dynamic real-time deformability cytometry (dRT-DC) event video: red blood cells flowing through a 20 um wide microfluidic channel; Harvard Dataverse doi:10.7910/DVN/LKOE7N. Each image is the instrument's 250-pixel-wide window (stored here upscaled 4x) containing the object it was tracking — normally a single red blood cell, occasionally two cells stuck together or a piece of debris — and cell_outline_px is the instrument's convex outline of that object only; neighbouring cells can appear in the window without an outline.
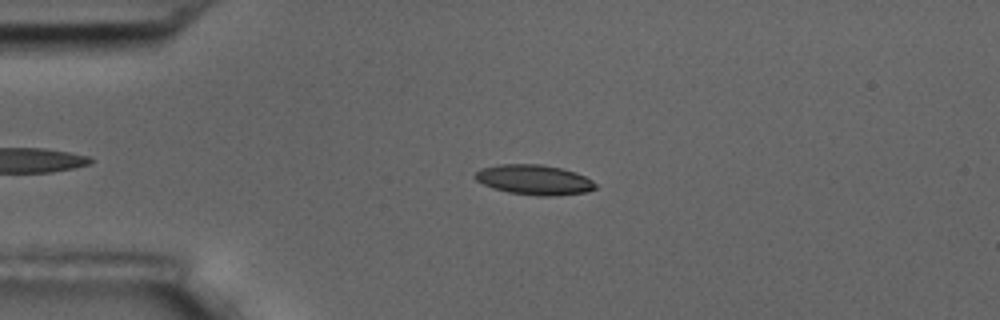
{"species": "common noctule bat (a hibernating species)", "species_latin": "Nyctalus noctula", "temperature_condition": "room temperature", "stored_images_in_passage": 4, "camera_frame_rate_fps": 3000, "um_per_image_px": 0.085, "animal": {"sex": "male", "body_mass_g": 17.5, "forearm_length_mm": 52.3}, "frame": {"image": 1, "passage_image": 1, "time_ms": 0.0, "image_size_px": [1000, 320], "cell_outline_px": [[596, 188], [588, 192], [552, 196], [536, 196], [508, 192], [492, 188], [476, 180], [472, 176], [480, 168], [500, 164], [540, 164], [560, 168], [576, 172], [592, 180], [596, 184]], "centroid_in_image_um": [45.39, 15.28], "position_along_channel_um": 39.6, "area_um2": 21.15}}